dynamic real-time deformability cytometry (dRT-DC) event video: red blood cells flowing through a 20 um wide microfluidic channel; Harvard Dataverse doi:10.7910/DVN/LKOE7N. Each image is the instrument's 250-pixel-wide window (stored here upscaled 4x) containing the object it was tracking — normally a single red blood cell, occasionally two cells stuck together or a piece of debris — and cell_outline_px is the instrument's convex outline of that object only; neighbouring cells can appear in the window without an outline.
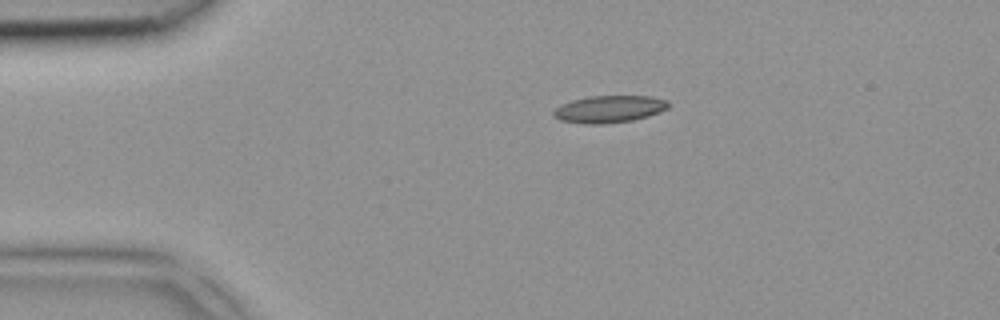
{"species": "common noctule bat (a hibernating species)", "species_latin": "Nyctalus noctula", "temperature_condition": "room temperature", "stored_images_in_passage": 4, "camera_frame_rate_fps": 3000, "um_per_image_px": 0.085, "animal": {"sex": "female", "body_mass_g": 18.4}, "frame": {"image": 1, "passage_image": 4, "time_ms": 1.0, "image_size_px": [1000, 320], "cell_outline_px": [[668, 108], [660, 112], [648, 116], [632, 120], [604, 124], [584, 124], [560, 120], [552, 112], [556, 108], [572, 100], [588, 96], [652, 96], [668, 100]], "centroid_in_image_um": [51.82, 9.27], "position_along_channel_um": 33.2, "area_um2": 18.09}}